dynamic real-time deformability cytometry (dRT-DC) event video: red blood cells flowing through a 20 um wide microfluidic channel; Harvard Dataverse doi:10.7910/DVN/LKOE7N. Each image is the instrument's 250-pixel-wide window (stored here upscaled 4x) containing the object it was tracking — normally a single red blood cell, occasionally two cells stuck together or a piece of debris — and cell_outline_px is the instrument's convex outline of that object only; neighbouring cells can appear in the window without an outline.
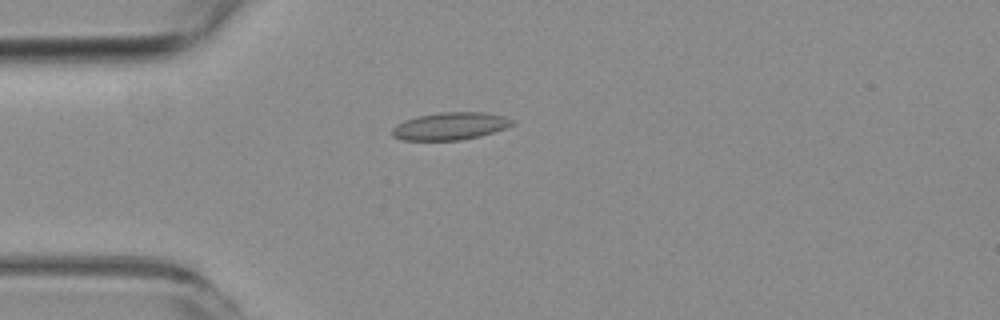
{"species": "common noctule bat (a hibernating species)", "species_latin": "Nyctalus noctula", "temperature_condition": "room temperature", "stored_images_in_passage": 7, "camera_frame_rate_fps": 3000, "um_per_image_px": 0.085, "animal": {"sex": "female", "body_mass_g": 19.3, "forearm_length_mm": 54.1}, "frame": {"image": 1, "passage_image": 4, "time_ms": 3.333, "image_size_px": [1000, 320], "cell_outline_px": [[516, 120], [512, 124], [504, 128], [480, 136], [460, 140], [404, 140], [392, 136], [392, 128], [396, 124], [404, 120], [420, 116], [440, 112], [488, 112], [504, 116]], "centroid_in_image_um": [38.27, 10.71], "position_along_channel_um": 46.7, "area_um2": 19.19}}
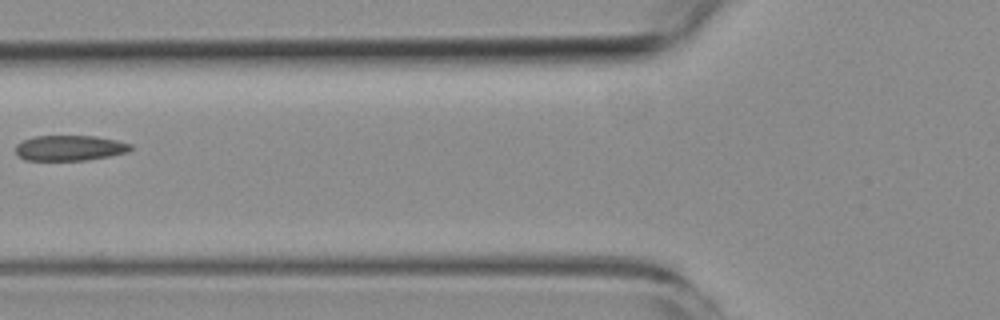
{"frame": {"image": 2, "passage_image": 6, "time_ms": 5.667, "image_size_px": [1000, 320], "cell_outline_px": [[132, 148], [128, 152], [88, 160], [24, 160], [16, 152], [16, 144], [32, 136], [96, 136], [116, 140], [132, 144]], "centroid_in_image_um": [5.93, 12.57], "position_along_channel_um": 119.9, "area_um2": 16.99}}
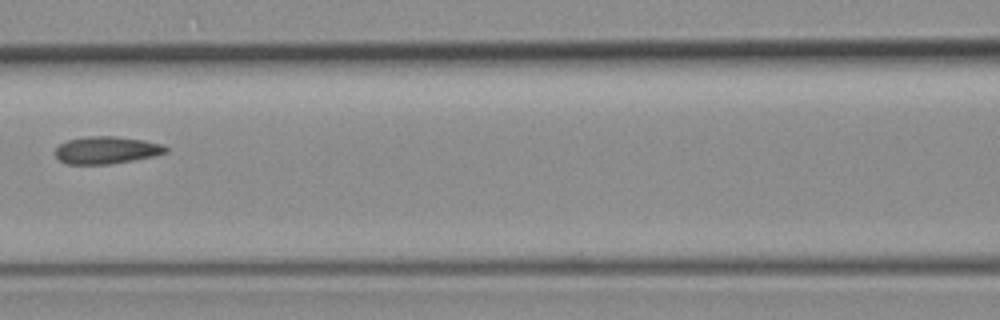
{"frame": {"image": 3, "passage_image": 7, "time_ms": 6.667, "image_size_px": [1000, 320], "cell_outline_px": [[168, 152], [156, 156], [108, 164], [64, 164], [56, 156], [56, 148], [60, 144], [68, 140], [88, 136], [112, 136], [144, 140], [164, 144], [168, 148]], "centroid_in_image_um": [9.09, 12.76], "position_along_channel_um": 157.5, "area_um2": 17.63}}